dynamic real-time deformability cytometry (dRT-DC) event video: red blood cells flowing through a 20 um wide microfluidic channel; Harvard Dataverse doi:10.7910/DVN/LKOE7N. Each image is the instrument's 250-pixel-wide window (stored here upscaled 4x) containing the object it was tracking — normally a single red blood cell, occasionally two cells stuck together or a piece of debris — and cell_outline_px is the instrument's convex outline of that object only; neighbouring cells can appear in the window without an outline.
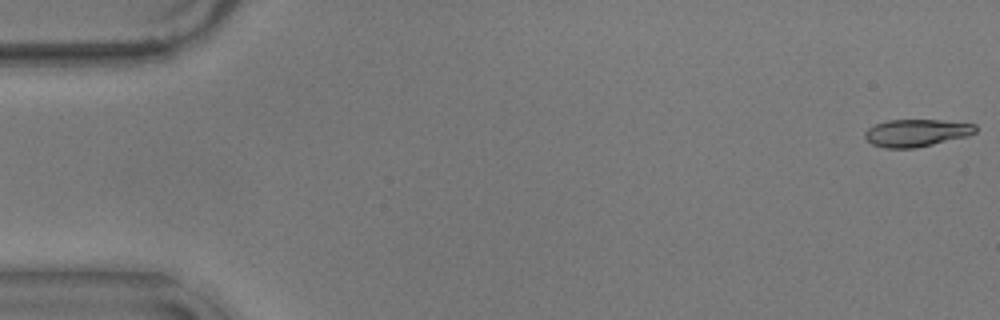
{"species": "common noctule bat (a hibernating species)", "species_latin": "Nyctalus noctula", "temperature_condition": "warm", "stored_images_in_passage": 56, "camera_frame_rate_fps": 3000, "um_per_image_px": 0.085, "animal": {"sex": "male", "body_mass_g": 17.9}, "frame": {"image": 1, "passage_image": 1, "time_ms": 0.0, "image_size_px": [1000, 320], "cell_outline_px": [[976, 132], [968, 136], [916, 148], [884, 148], [872, 144], [864, 136], [864, 132], [868, 128], [876, 124], [888, 120], [940, 120], [976, 124]], "centroid_in_image_um": [77.9, 11.3], "position_along_channel_um": 7.1, "area_um2": 17.63}}
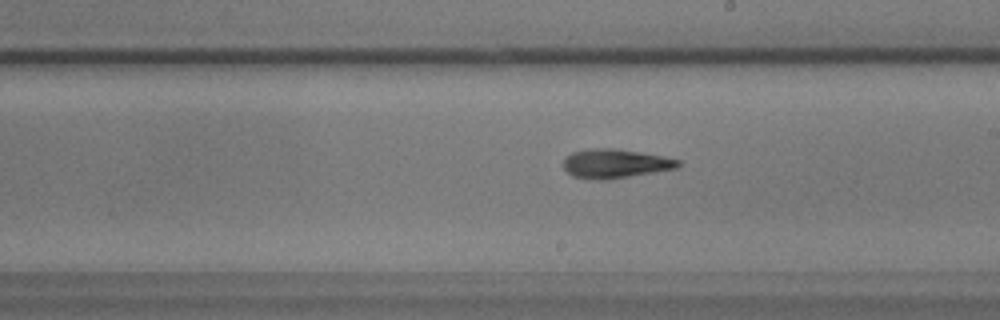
{"frame": {"image": 2, "passage_image": 32, "time_ms": 10.333, "image_size_px": [1000, 320], "cell_outline_px": [[680, 164], [676, 168], [628, 176], [600, 180], [572, 176], [564, 168], [564, 160], [572, 152], [588, 148], [612, 148], [640, 152], [680, 160]], "centroid_in_image_um": [52.25, 13.89], "position_along_channel_um": 236.7, "area_um2": 18.96}}
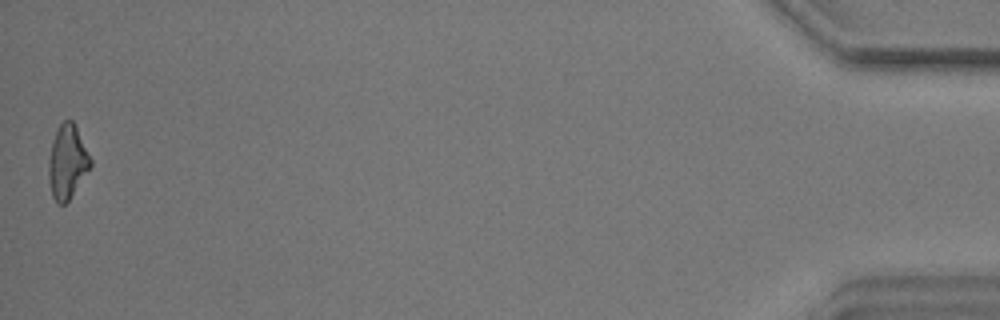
{"frame": {"image": 3, "passage_image": 56, "time_ms": 18.333, "image_size_px": [1000, 320], "cell_outline_px": [[92, 164], [68, 200], [64, 204], [56, 204], [52, 196], [48, 180], [48, 160], [52, 140], [56, 128], [64, 120], [72, 120], [92, 160]], "centroid_in_image_um": [5.68, 13.76], "position_along_channel_um": 429.5, "area_um2": 17.86}, "authors_computed_cell_mechanics": {"area_um2": 18.6116, "velocity_mm_per_s": 3.5911, "shape_relaxation_time_tau1_ms": 3.8357, "shape_relaxation_time_tau2_ms": 5.7619, "deformation_change_tau1": 0.1368, "deformation_change_tau2": 0.1601}}